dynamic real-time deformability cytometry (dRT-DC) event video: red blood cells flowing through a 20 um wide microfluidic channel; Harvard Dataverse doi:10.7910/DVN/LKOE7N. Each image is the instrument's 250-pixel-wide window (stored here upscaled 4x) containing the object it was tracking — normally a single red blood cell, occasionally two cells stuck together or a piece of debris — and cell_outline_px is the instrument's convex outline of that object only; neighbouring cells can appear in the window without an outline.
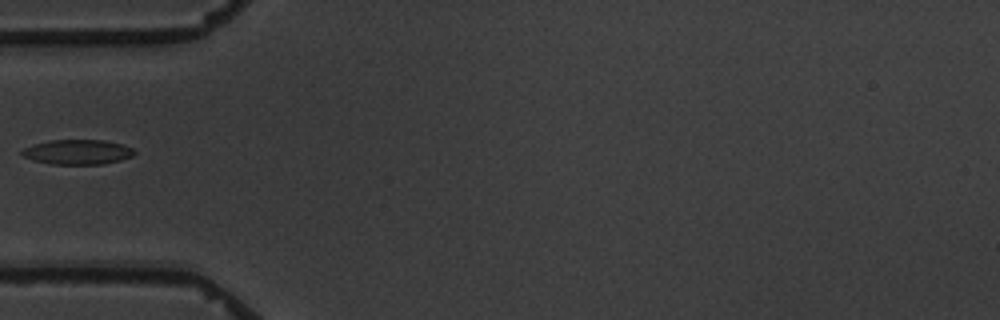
{"species": "common noctule bat (a hibernating species)", "species_latin": "Nyctalus noctula", "temperature_condition": "warm", "stored_images_in_passage": 5, "camera_frame_rate_fps": 3000, "um_per_image_px": 0.085, "animal": {"sex": "male", "body_mass_g": 19.5, "forearm_length_mm": 54.6}, "frame": {"image": 1, "passage_image": 5, "time_ms": 4.667, "image_size_px": [1000, 320], "cell_outline_px": [[136, 152], [132, 156], [120, 160], [104, 164], [52, 164], [32, 160], [24, 156], [20, 152], [24, 148], [32, 144], [52, 140], [104, 140], [124, 144], [132, 148]], "centroid_in_image_um": [6.6, 12.92], "position_along_channel_um": 78.4, "area_um2": 16.3}}